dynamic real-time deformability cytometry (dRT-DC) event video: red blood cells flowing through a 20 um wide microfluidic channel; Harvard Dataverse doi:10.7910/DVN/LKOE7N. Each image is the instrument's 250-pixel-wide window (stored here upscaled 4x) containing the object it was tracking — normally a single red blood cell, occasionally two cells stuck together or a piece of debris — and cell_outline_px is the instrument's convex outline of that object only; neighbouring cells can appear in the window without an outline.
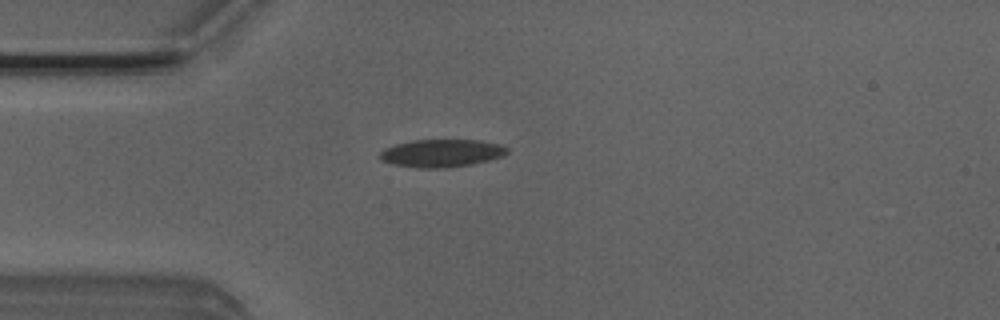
{"species": "Egyptian fruit bat (a non-hibernating species)", "species_latin": "Rousettus aegyptiacus", "temperature_condition": "room temperature", "stored_images_in_passage": 29, "camera_frame_rate_fps": 3000, "um_per_image_px": 0.085, "animal": {"sex": "male"}, "frame": {"image": 1, "passage_image": 3, "time_ms": 0.667, "image_size_px": [1000, 320], "cell_outline_px": [[508, 152], [504, 156], [472, 164], [440, 168], [420, 168], [392, 164], [380, 160], [380, 152], [384, 148], [396, 144], [412, 140], [480, 140], [500, 144], [508, 148]], "centroid_in_image_um": [37.53, 13.01], "position_along_channel_um": 47.5, "area_um2": 20.58}}
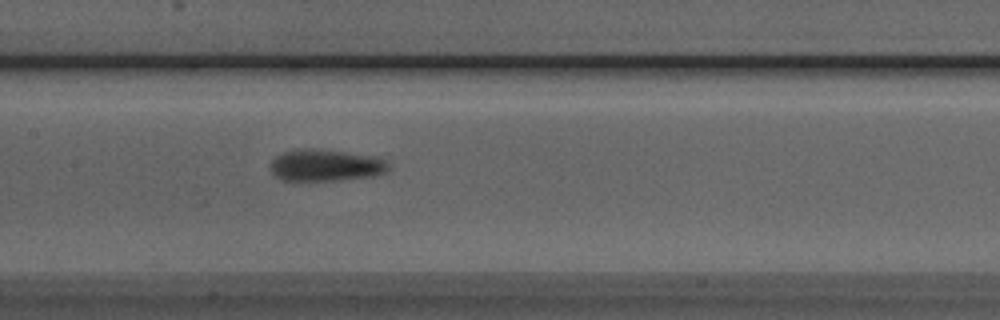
{"frame": {"image": 2, "passage_image": 14, "time_ms": 4.333, "image_size_px": [1000, 320], "cell_outline_px": [[392, 168], [388, 172], [372, 176], [336, 180], [280, 180], [268, 168], [272, 160], [276, 156], [284, 152], [296, 148], [320, 148], [376, 156], [384, 160]], "centroid_in_image_um": [27.68, 14.03], "position_along_channel_um": 179.7, "area_um2": 22.25}}
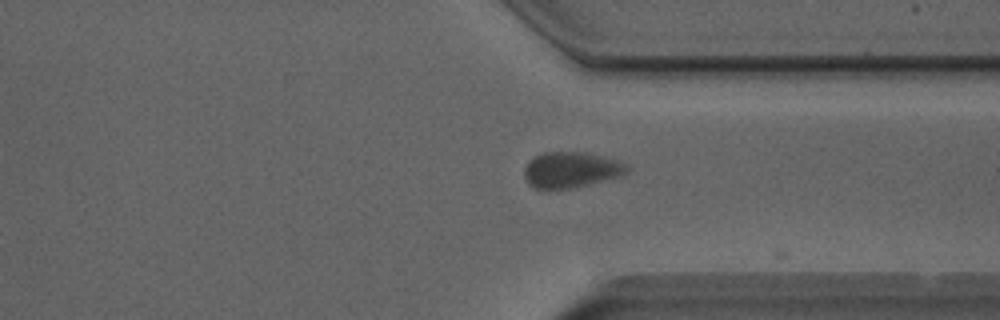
{"frame": {"image": 3, "passage_image": 28, "time_ms": 9.0, "image_size_px": [1000, 320], "cell_outline_px": [[632, 168], [628, 172], [620, 176], [572, 188], [536, 188], [528, 184], [524, 176], [524, 168], [528, 160], [544, 152], [588, 152], [604, 156], [628, 164]], "centroid_in_image_um": [48.56, 14.41], "position_along_channel_um": 362.8, "area_um2": 21.5}}